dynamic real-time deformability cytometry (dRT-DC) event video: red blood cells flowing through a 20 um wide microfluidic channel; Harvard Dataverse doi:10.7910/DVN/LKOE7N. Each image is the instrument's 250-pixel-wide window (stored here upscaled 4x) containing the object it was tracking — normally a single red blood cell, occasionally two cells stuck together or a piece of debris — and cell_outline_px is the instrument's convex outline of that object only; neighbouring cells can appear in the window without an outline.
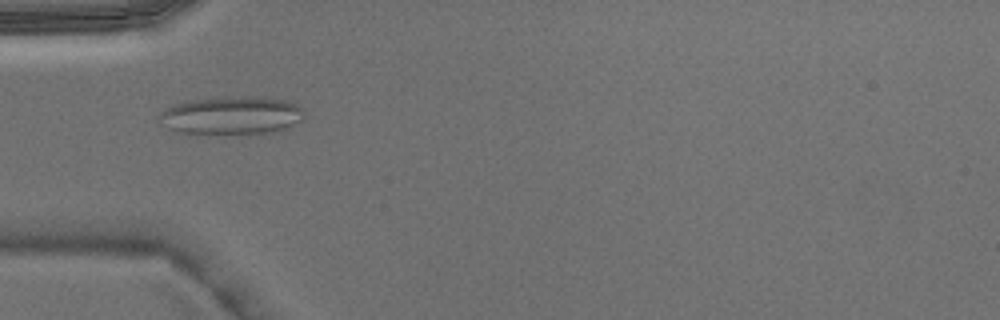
{"species": "Egyptian fruit bat (a non-hibernating species)", "species_latin": "Rousettus aegyptiacus", "temperature_condition": "warm", "stored_images_in_passage": 5, "camera_frame_rate_fps": 3000, "um_per_image_px": 0.085, "animal": {"sex": "male"}, "frame": {"image": 1, "passage_image": 5, "time_ms": 1.333, "image_size_px": [1000, 320], "cell_outline_px": [[304, 120], [288, 128], [264, 132], [180, 132], [168, 128], [160, 124], [156, 120], [160, 112], [172, 104], [196, 100], [264, 96], [292, 100], [304, 108]], "centroid_in_image_um": [19.75, 9.78], "position_along_channel_um": 65.3, "area_um2": 31.67}}